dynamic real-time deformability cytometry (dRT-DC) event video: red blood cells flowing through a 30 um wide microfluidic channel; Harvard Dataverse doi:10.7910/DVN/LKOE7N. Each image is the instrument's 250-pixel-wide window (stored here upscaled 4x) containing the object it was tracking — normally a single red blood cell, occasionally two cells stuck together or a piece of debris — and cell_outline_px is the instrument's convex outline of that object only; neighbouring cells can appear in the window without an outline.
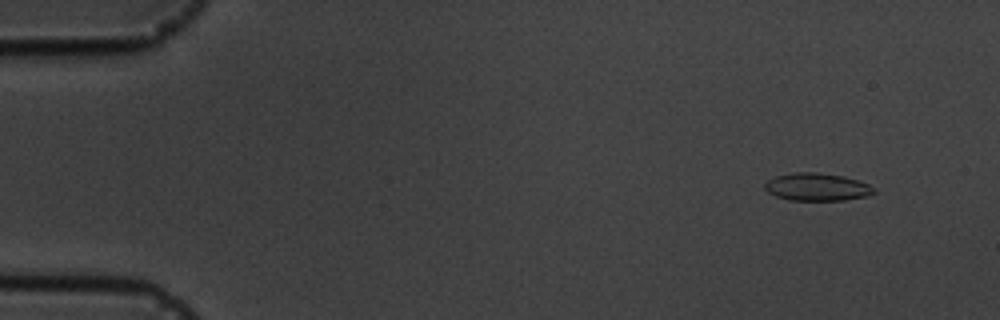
{"species": "common noctule bat (a hibernating species)", "species_latin": "Nyctalus noctula", "temperature_condition": "cold", "stored_images_in_passage": 5, "camera_frame_rate_fps": 3000, "um_per_image_px": 0.085, "animal": {"sex": "male", "body_mass_g": 19.5, "forearm_length_mm": 54.6}, "frame": {"image": 1, "passage_image": 2, "time_ms": 1.333, "image_size_px": [1000, 320], "cell_outline_px": [[876, 192], [868, 196], [844, 200], [788, 200], [776, 196], [768, 192], [764, 188], [764, 184], [768, 180], [776, 176], [796, 172], [816, 172], [844, 176], [868, 184]], "centroid_in_image_um": [69.43, 15.89], "position_along_channel_um": 15.6, "area_um2": 17.51}}
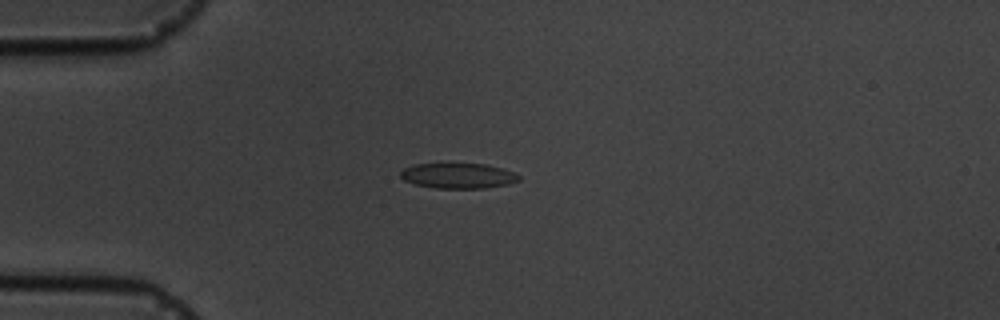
{"frame": {"image": 2, "passage_image": 5, "time_ms": 4.667, "image_size_px": [1000, 320], "cell_outline_px": [[520, 180], [508, 184], [484, 188], [436, 188], [416, 184], [404, 180], [400, 176], [400, 172], [404, 168], [416, 164], [484, 164], [504, 168], [520, 176]], "centroid_in_image_um": [38.96, 14.94], "position_along_channel_um": 46.0, "area_um2": 17.28}}